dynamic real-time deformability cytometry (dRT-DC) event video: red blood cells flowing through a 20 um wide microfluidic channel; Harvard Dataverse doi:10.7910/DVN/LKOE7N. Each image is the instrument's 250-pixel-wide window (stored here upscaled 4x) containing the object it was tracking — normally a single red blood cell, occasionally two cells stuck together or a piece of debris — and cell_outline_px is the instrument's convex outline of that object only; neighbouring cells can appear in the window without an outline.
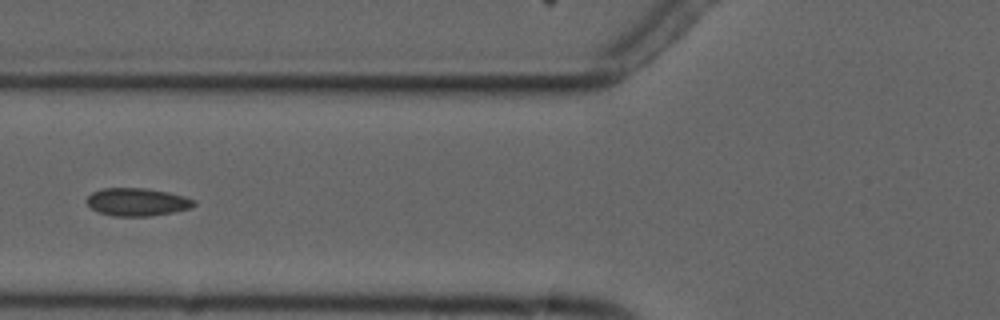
{"species": "common noctule bat (a hibernating species)", "species_latin": "Nyctalus noctula", "temperature_condition": "cold", "stored_images_in_passage": 6, "camera_frame_rate_fps": 3000, "um_per_image_px": 0.085, "animal": {"sex": "male", "forearm_length_mm": 52.5}, "frame": {"image": 1, "passage_image": 6, "time_ms": 5.667, "image_size_px": [1000, 320], "cell_outline_px": [[196, 204], [192, 208], [172, 212], [148, 216], [112, 216], [100, 212], [92, 208], [84, 200], [92, 192], [104, 188], [144, 188], [168, 192], [184, 196], [196, 200]], "centroid_in_image_um": [11.67, 17.16], "position_along_channel_um": 114.1, "area_um2": 17.4}}